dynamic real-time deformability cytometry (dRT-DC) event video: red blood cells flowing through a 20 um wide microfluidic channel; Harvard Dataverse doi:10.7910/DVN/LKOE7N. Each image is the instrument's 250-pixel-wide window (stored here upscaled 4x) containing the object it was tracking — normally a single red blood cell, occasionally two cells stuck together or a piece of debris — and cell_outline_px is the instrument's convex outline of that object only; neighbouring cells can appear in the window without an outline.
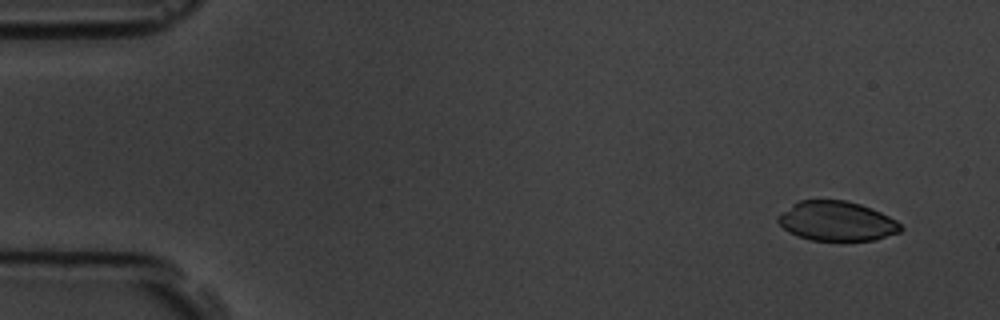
{"species": "common noctule bat (a hibernating species)", "species_latin": "Nyctalus noctula", "temperature_condition": "room temperature", "stored_images_in_passage": 9, "camera_frame_rate_fps": 3000, "um_per_image_px": 0.085, "animal": {"sex": "male", "body_mass_g": 19.5, "forearm_length_mm": 54.6}, "frame": {"image": 1, "passage_image": 1, "time_ms": 0.0, "image_size_px": [1000, 320], "cell_outline_px": [[904, 228], [900, 232], [872, 240], [812, 240], [796, 236], [788, 232], [776, 220], [776, 216], [792, 204], [800, 200], [844, 200], [860, 204], [872, 208], [896, 220]], "centroid_in_image_um": [71.09, 18.79], "position_along_channel_um": 13.9, "area_um2": 28.26}}